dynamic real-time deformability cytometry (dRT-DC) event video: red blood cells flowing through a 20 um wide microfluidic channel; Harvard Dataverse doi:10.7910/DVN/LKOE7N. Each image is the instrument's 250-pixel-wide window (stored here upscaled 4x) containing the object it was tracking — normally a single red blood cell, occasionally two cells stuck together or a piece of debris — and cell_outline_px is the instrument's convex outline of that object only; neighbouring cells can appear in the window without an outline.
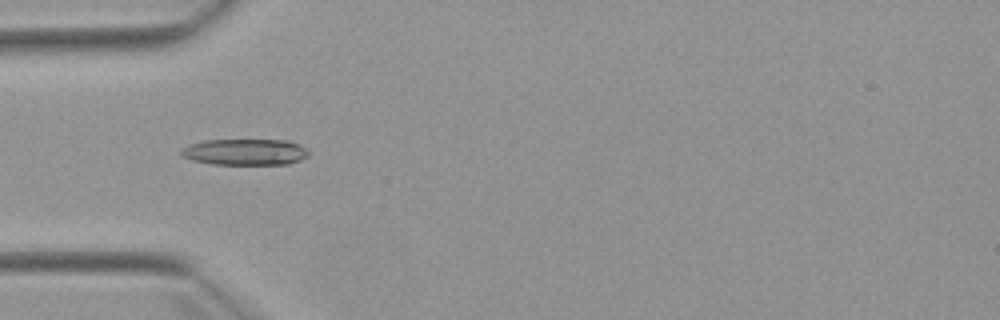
{"species": "Egyptian fruit bat (a non-hibernating species)", "species_latin": "Rousettus aegyptiacus", "temperature_condition": "warm", "stored_images_in_passage": 6, "camera_frame_rate_fps": 3000, "um_per_image_px": 0.085, "animal": {"sex": "female"}, "frame": {"image": 1, "passage_image": 4, "time_ms": 4.333, "image_size_px": [1000, 320], "cell_outline_px": [[308, 156], [300, 160], [288, 164], [212, 164], [192, 160], [184, 156], [180, 152], [180, 148], [188, 144], [204, 140], [288, 140], [300, 144], [308, 152]], "centroid_in_image_um": [20.81, 12.91], "position_along_channel_um": 64.2, "area_um2": 19.54}}
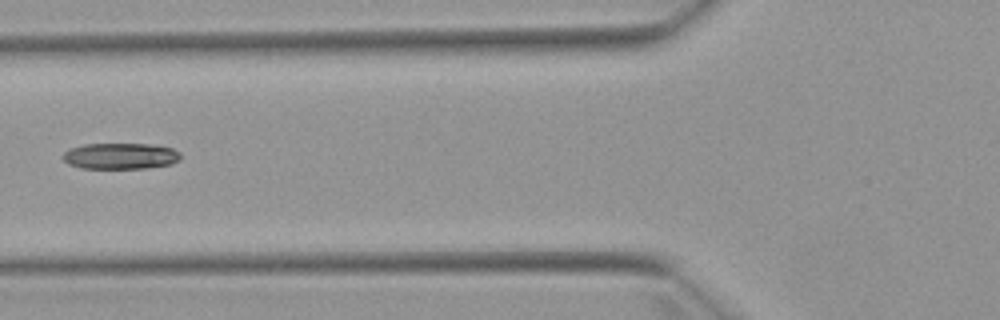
{"frame": {"image": 2, "passage_image": 5, "time_ms": 5.667, "image_size_px": [1000, 320], "cell_outline_px": [[180, 160], [172, 164], [144, 168], [80, 168], [68, 164], [60, 156], [68, 148], [84, 144], [148, 144], [172, 148], [180, 152]], "centroid_in_image_um": [10.2, 13.26], "position_along_channel_um": 115.6, "area_um2": 18.03}}
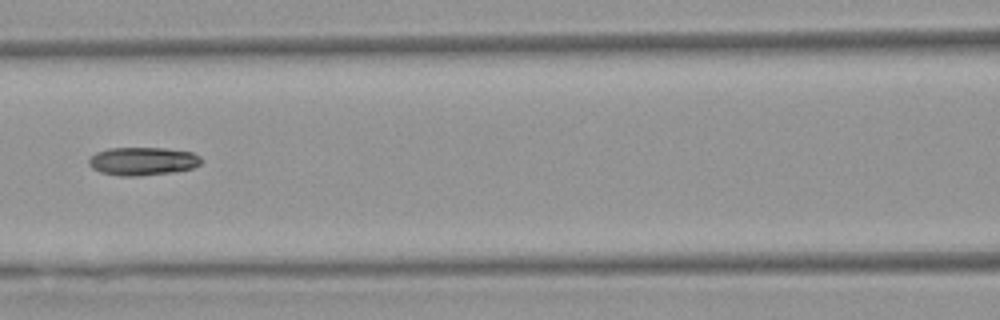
{"frame": {"image": 3, "passage_image": 6, "time_ms": 6.667, "image_size_px": [1000, 320], "cell_outline_px": [[204, 160], [200, 164], [192, 168], [176, 172], [140, 176], [120, 176], [100, 172], [92, 168], [88, 164], [88, 160], [96, 152], [108, 148], [164, 148], [192, 152], [200, 156]], "centroid_in_image_um": [12.14, 13.71], "position_along_channel_um": 154.5, "area_um2": 18.67}}